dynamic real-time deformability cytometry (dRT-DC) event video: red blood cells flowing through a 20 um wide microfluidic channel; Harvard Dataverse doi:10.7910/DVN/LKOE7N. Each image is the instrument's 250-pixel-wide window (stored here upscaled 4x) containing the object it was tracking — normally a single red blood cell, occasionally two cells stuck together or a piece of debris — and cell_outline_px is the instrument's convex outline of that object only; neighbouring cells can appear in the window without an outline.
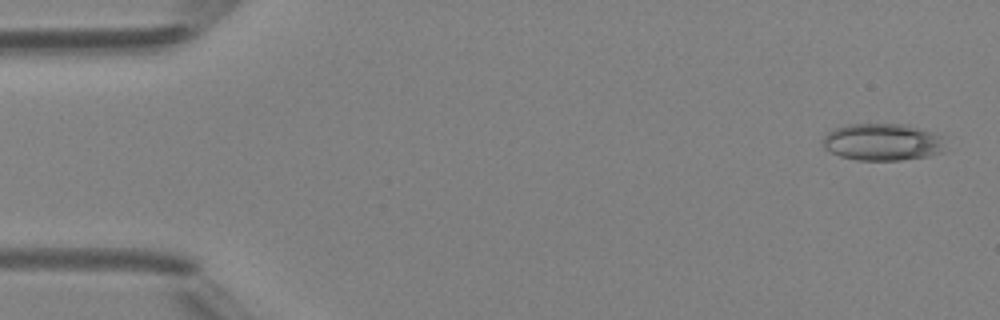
{"species": "Egyptian fruit bat (a non-hibernating species)", "species_latin": "Rousettus aegyptiacus", "temperature_condition": "room temperature", "stored_images_in_passage": 6, "camera_frame_rate_fps": 3000, "um_per_image_px": 0.085, "animal": {"sex": "female"}, "frame": {"image": 1, "passage_image": 1, "time_ms": 0.0, "image_size_px": [1000, 320], "cell_outline_px": [[944, 152], [928, 156], [900, 160], [856, 160], [840, 156], [824, 148], [824, 136], [832, 128], [848, 124], [908, 124], [932, 132], [940, 136]], "centroid_in_image_um": [74.99, 12.07], "position_along_channel_um": 10.0, "area_um2": 26.41}}
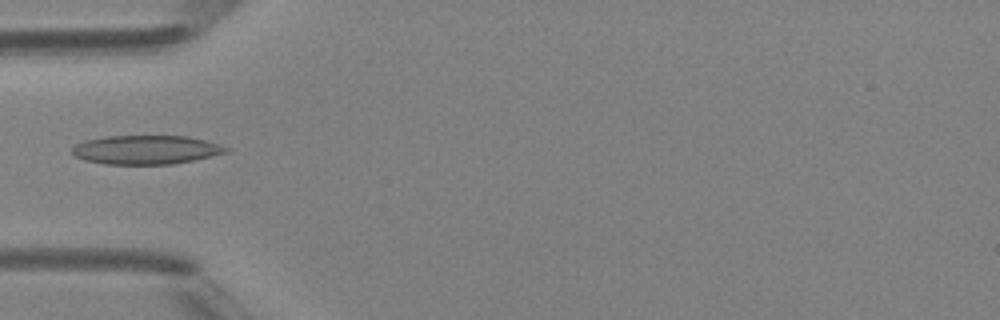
{"frame": {"image": 2, "passage_image": 5, "time_ms": 4.667, "image_size_px": [1000, 320], "cell_outline_px": [[232, 148], [228, 152], [212, 156], [172, 164], [104, 164], [84, 160], [76, 156], [72, 152], [72, 148], [76, 144], [84, 140], [108, 136], [188, 136], [204, 140]], "centroid_in_image_um": [12.42, 12.73], "position_along_channel_um": 72.6, "area_um2": 25.89}}
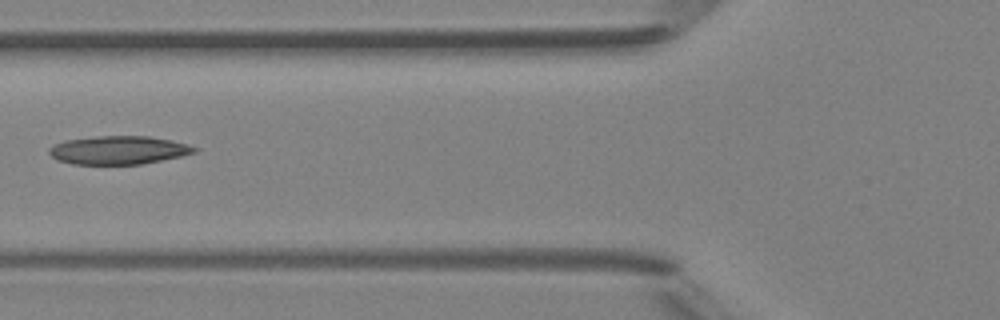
{"frame": {"image": 3, "passage_image": 6, "time_ms": 5.667, "image_size_px": [1000, 320], "cell_outline_px": [[200, 148], [196, 152], [180, 156], [140, 164], [72, 164], [56, 160], [48, 152], [48, 148], [64, 140], [96, 136], [148, 136], [172, 140], [188, 144]], "centroid_in_image_um": [10.07, 12.75], "position_along_channel_um": 115.7, "area_um2": 24.04}}